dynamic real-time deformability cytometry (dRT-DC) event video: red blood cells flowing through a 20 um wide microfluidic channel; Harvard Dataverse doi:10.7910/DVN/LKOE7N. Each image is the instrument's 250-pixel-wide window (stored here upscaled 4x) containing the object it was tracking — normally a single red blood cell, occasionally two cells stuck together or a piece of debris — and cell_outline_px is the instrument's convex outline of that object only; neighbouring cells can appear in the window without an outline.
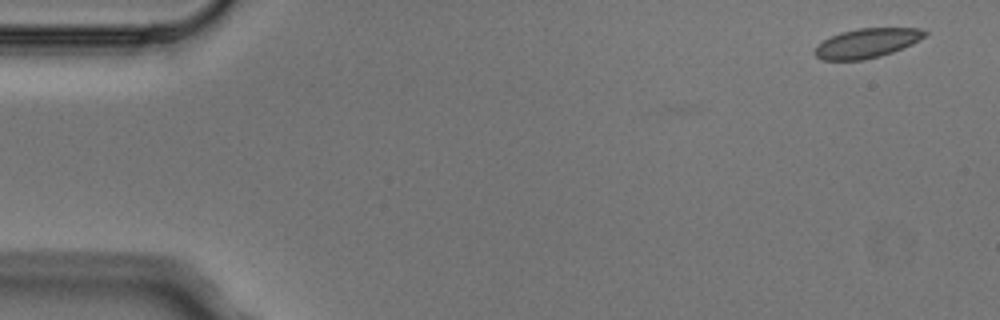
{"species": "Egyptian fruit bat (a non-hibernating species)", "species_latin": "Rousettus aegyptiacus", "temperature_condition": "cold", "stored_images_in_passage": 4, "camera_frame_rate_fps": 3000, "um_per_image_px": 0.085, "animal": {"sex": "male"}, "frame": {"image": 1, "passage_image": 1, "time_ms": 0.0, "image_size_px": [1000, 320], "cell_outline_px": [[928, 32], [924, 36], [912, 44], [892, 52], [880, 56], [864, 60], [820, 60], [812, 52], [824, 40], [840, 32], [860, 28], [920, 28]], "centroid_in_image_um": [73.67, 3.67], "position_along_channel_um": 11.3, "area_um2": 18.73}}
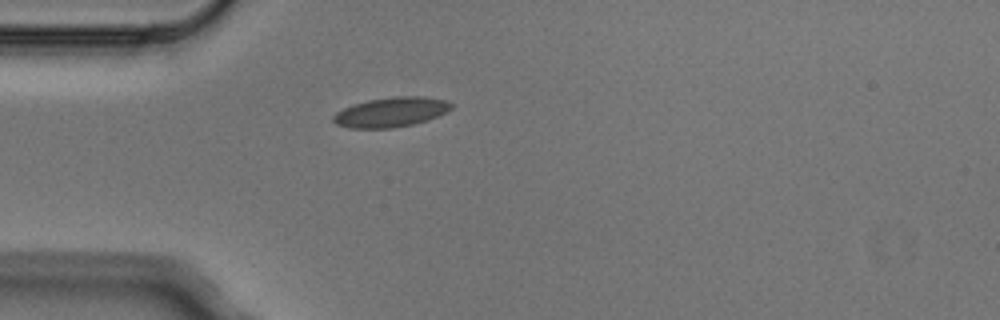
{"frame": {"image": 2, "passage_image": 4, "time_ms": 1.0, "image_size_px": [1000, 320], "cell_outline_px": [[456, 104], [448, 112], [428, 120], [412, 124], [392, 128], [348, 128], [336, 124], [332, 120], [332, 116], [336, 112], [352, 104], [368, 100], [396, 96], [420, 96], [444, 100]], "centroid_in_image_um": [33.25, 9.53], "position_along_channel_um": 51.8, "area_um2": 20.58}}